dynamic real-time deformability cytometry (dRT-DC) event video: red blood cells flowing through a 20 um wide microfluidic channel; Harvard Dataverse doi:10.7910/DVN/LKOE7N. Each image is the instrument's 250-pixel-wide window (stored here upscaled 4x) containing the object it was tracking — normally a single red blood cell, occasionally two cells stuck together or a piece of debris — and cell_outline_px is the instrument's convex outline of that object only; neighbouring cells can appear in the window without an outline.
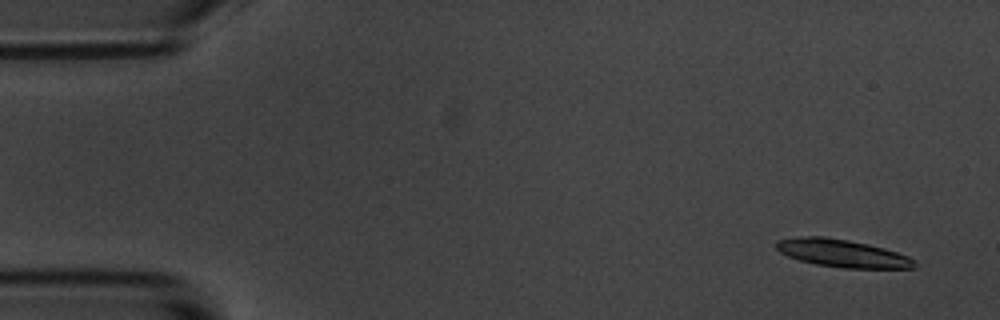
{"species": "common noctule bat (a hibernating species)", "species_latin": "Nyctalus noctula", "temperature_condition": "room temperature", "stored_images_in_passage": 5, "camera_frame_rate_fps": 3000, "um_per_image_px": 0.085, "animal": {"sex": "male", "body_mass_g": 20.1, "forearm_length_mm": 53.5}, "frame": {"image": 1, "passage_image": 1, "time_ms": 0.0, "image_size_px": [1000, 320], "cell_outline_px": [[920, 264], [916, 268], [844, 268], [816, 264], [800, 260], [788, 256], [780, 252], [776, 248], [776, 240], [800, 236], [824, 236], [848, 240], [868, 244], [884, 248], [908, 256], [916, 260]], "centroid_in_image_um": [71.63, 21.53], "position_along_channel_um": 13.4, "area_um2": 22.43}}